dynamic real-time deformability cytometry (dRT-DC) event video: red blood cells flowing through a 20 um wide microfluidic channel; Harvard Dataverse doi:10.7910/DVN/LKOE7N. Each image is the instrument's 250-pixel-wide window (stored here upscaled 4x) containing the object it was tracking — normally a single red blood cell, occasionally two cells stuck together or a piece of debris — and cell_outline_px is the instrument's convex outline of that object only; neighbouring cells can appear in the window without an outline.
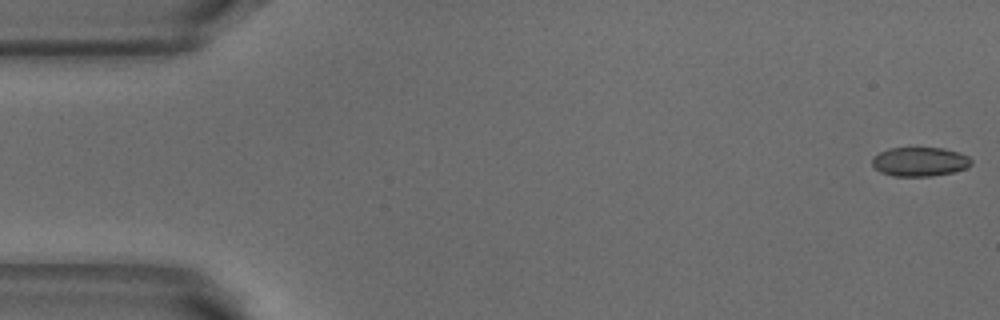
{"species": "common noctule bat (a hibernating species)", "species_latin": "Nyctalus noctula", "temperature_condition": "warm", "stored_images_in_passage": 52, "camera_frame_rate_fps": 3000, "um_per_image_px": 0.085, "animal": {"sex": "male", "body_mass_g": 18.8}, "frame": {"image": 1, "passage_image": 1, "time_ms": 0.0, "image_size_px": [1000, 320], "cell_outline_px": [[972, 164], [968, 168], [952, 172], [932, 176], [892, 176], [880, 172], [872, 164], [872, 156], [888, 148], [944, 148], [960, 152], [968, 156], [972, 160]], "centroid_in_image_um": [78.19, 13.74], "position_along_channel_um": 6.8, "area_um2": 16.99}}
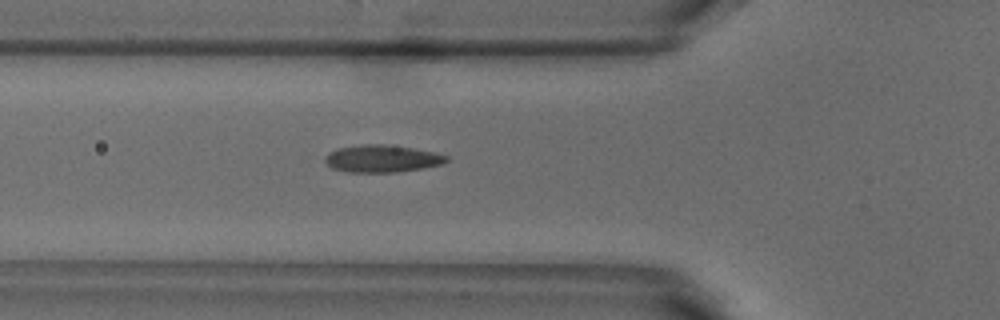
{"frame": {"image": 2, "passage_image": 18, "time_ms": 5.667, "image_size_px": [1000, 320], "cell_outline_px": [[448, 160], [444, 164], [424, 168], [396, 172], [348, 172], [332, 168], [324, 160], [324, 156], [328, 152], [340, 148], [360, 144], [384, 144], [412, 148], [436, 152], [448, 156]], "centroid_in_image_um": [32.49, 13.48], "position_along_channel_um": 93.3, "area_um2": 19.42}}
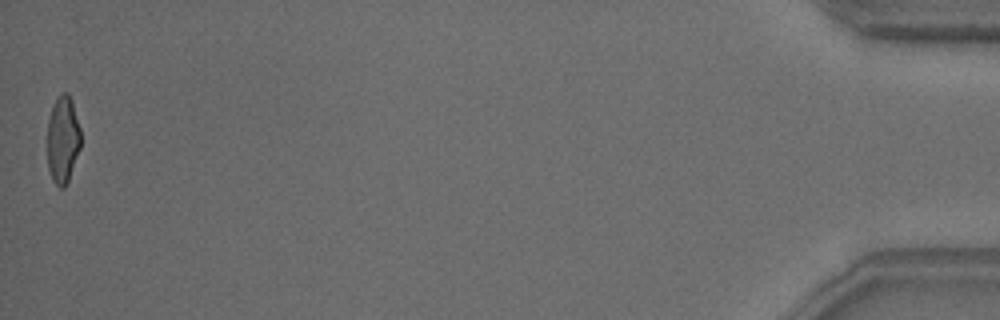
{"frame": {"image": 3, "passage_image": 52, "time_ms": 17.0, "image_size_px": [1000, 320], "cell_outline_px": [[80, 148], [68, 180], [64, 188], [60, 188], [52, 180], [48, 168], [48, 120], [52, 108], [60, 92], [68, 92], [72, 100], [80, 128]], "centroid_in_image_um": [5.34, 11.85], "position_along_channel_um": 429.9, "area_um2": 16.88}, "authors_computed_cell_mechanics": {"area_um2": 18.1203, "velocity_mm_per_s": 3.8356, "shape_relaxation_time_tau1_ms": 6.2286, "shape_relaxation_time_tau2_ms": 0.9708, "deformation_change_tau1": 0.19, "deformation_change_tau2": 0.0659}}